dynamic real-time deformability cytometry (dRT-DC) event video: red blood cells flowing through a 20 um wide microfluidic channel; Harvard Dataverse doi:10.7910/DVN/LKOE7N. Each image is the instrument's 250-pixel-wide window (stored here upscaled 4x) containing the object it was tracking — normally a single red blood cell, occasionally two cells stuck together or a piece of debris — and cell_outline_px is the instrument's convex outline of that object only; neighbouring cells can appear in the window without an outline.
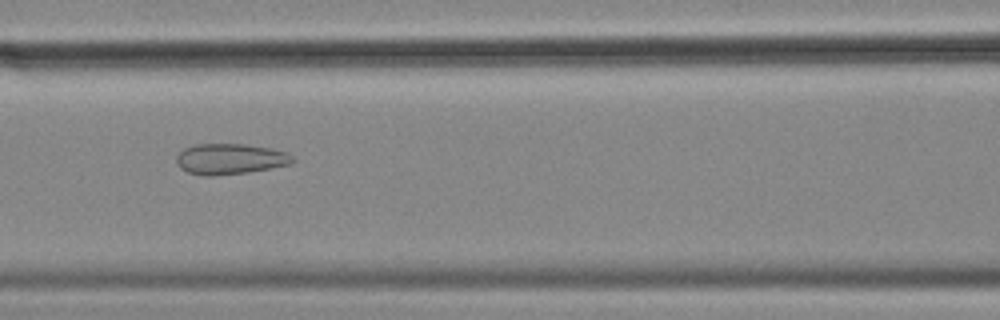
{"species": "common noctule bat (a hibernating species)", "species_latin": "Nyctalus noctula", "temperature_condition": "cold", "stored_images_in_passage": 9, "camera_frame_rate_fps": 3000, "um_per_image_px": 0.085, "animal": {"sex": "female", "body_mass_g": 18.4}, "frame": {"image": 1, "passage_image": 6, "time_ms": 1.667, "image_size_px": [1000, 320], "cell_outline_px": [[296, 160], [292, 164], [248, 172], [212, 176], [204, 176], [188, 172], [180, 168], [176, 164], [176, 156], [184, 148], [196, 144], [244, 144], [272, 148], [284, 152], [292, 156]], "centroid_in_image_um": [19.54, 13.51], "position_along_channel_um": 147.1, "area_um2": 20.87}}
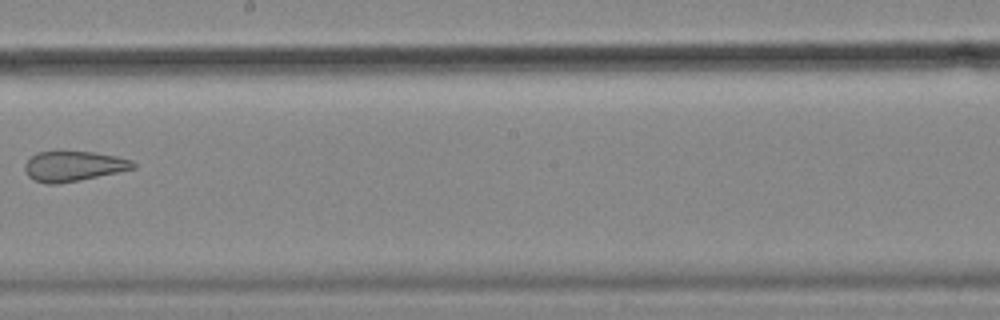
{"frame": {"image": 2, "passage_image": 8, "time_ms": 2.333, "image_size_px": [1000, 320], "cell_outline_px": [[136, 168], [80, 180], [56, 184], [48, 184], [36, 180], [28, 176], [24, 168], [24, 164], [36, 152], [60, 148], [96, 152], [116, 156], [132, 160], [136, 164]], "centroid_in_image_um": [6.23, 14.06], "position_along_channel_um": 242.0, "area_um2": 19.71}}
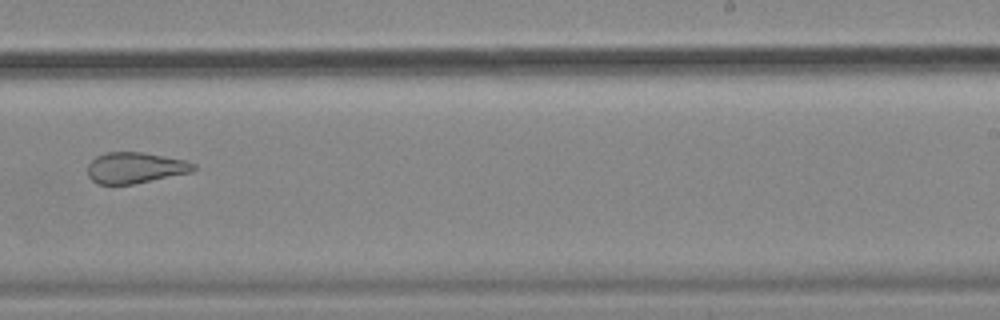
{"frame": {"image": 3, "passage_image": 9, "time_ms": 2.667, "image_size_px": [1000, 320], "cell_outline_px": [[196, 168], [192, 172], [132, 184], [96, 184], [88, 176], [88, 164], [96, 156], [108, 152], [144, 152], [184, 160], [196, 164]], "centroid_in_image_um": [11.48, 14.26], "position_along_channel_um": 277.5, "area_um2": 19.07}}